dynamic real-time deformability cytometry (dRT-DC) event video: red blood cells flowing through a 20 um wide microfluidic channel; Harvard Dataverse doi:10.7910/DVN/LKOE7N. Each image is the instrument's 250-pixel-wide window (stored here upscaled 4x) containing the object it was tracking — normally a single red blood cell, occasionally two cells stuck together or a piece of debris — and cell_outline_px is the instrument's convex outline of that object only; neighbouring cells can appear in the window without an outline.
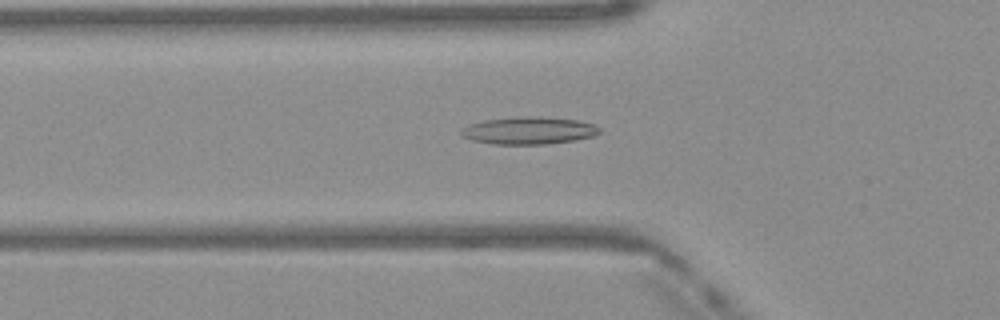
{"species": "Egyptian fruit bat (a non-hibernating species)", "species_latin": "Rousettus aegyptiacus", "temperature_condition": "warm", "stored_images_in_passage": 45, "camera_frame_rate_fps": 3000, "um_per_image_px": 0.085, "frame": {"image": 1, "passage_image": 13, "time_ms": 4.0, "image_size_px": [1000, 320], "cell_outline_px": [[600, 132], [592, 136], [576, 140], [544, 144], [492, 144], [472, 140], [460, 136], [460, 132], [468, 124], [484, 120], [516, 116], [536, 116], [576, 120], [592, 124], [600, 128]], "centroid_in_image_um": [44.9, 11.09], "position_along_channel_um": 80.9, "area_um2": 22.08}}
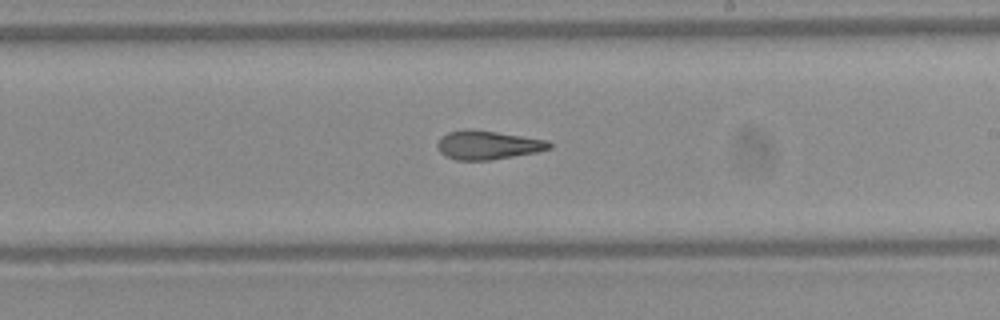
{"frame": {"image": 2, "passage_image": 25, "time_ms": 8.0, "image_size_px": [1000, 320], "cell_outline_px": [[552, 148], [536, 152], [492, 160], [456, 160], [444, 156], [440, 152], [436, 144], [440, 136], [448, 132], [468, 128], [472, 128], [548, 140], [552, 144]], "centroid_in_image_um": [41.43, 12.32], "position_along_channel_um": 247.6, "area_um2": 19.02}}
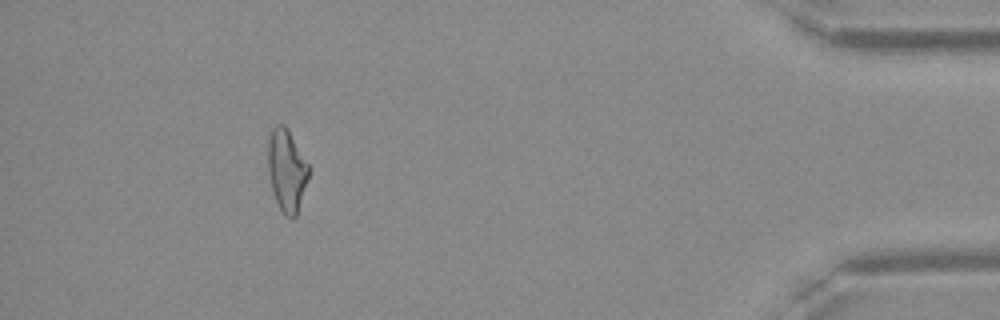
{"frame": {"image": 3, "passage_image": 41, "time_ms": 13.333, "image_size_px": [1000, 320], "cell_outline_px": [[308, 176], [296, 216], [292, 220], [284, 216], [276, 200], [272, 188], [268, 168], [268, 140], [272, 128], [276, 124], [284, 124], [308, 164]], "centroid_in_image_um": [24.35, 14.49], "position_along_channel_um": 410.9, "area_um2": 19.02}, "authors_computed_cell_mechanics": {"area_um2": 19.652, "velocity_mm_per_s": 4.1448, "shape_relaxation_time_tau1_ms": null, "shape_relaxation_time_tau2_ms": 2.6262, "deformation_change_tau1": null, "deformation_change_tau2": 0.128}}